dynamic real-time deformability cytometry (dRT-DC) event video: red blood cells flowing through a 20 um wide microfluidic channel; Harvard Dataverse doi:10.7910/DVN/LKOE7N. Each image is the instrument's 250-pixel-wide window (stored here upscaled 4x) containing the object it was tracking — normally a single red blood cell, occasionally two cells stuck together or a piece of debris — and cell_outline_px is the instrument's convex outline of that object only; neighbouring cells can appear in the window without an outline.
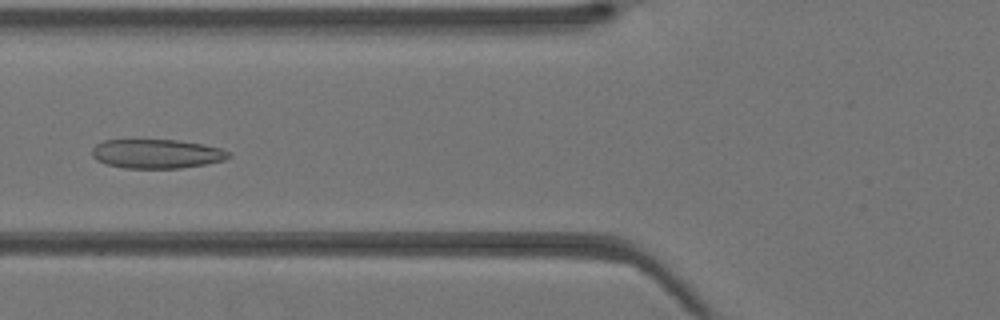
{"species": "Egyptian fruit bat (a non-hibernating species)", "species_latin": "Rousettus aegyptiacus", "temperature_condition": "warm", "stored_images_in_passage": 42, "camera_frame_rate_fps": 3000, "um_per_image_px": 0.085, "animal": {"sex": "female"}, "frame": {"image": 1, "passage_image": 17, "time_ms": 5.333, "image_size_px": [1000, 320], "cell_outline_px": [[232, 156], [224, 160], [204, 164], [180, 168], [124, 168], [108, 164], [96, 160], [92, 156], [92, 148], [96, 144], [104, 140], [176, 140], [204, 144], [220, 148], [232, 152]], "centroid_in_image_um": [13.34, 13.07], "position_along_channel_um": 112.5, "area_um2": 23.24}}
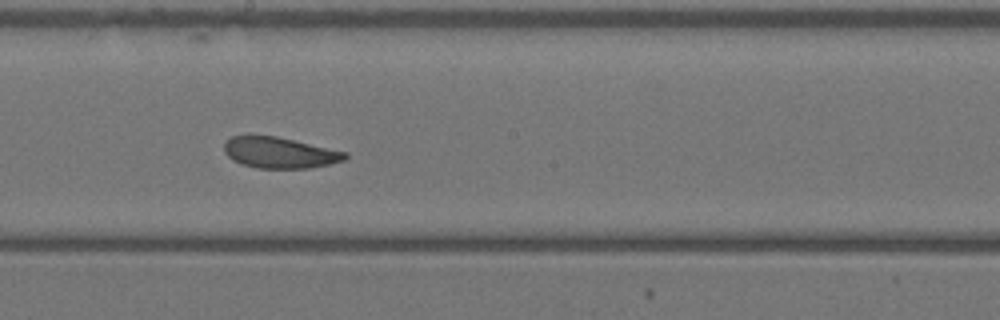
{"frame": {"image": 2, "passage_image": 24, "time_ms": 7.667, "image_size_px": [1000, 320], "cell_outline_px": [[348, 156], [344, 160], [328, 164], [308, 168], [256, 168], [232, 160], [224, 152], [224, 144], [232, 136], [248, 132], [276, 136], [348, 152]], "centroid_in_image_um": [23.71, 12.94], "position_along_channel_um": 224.5, "area_um2": 22.25}}
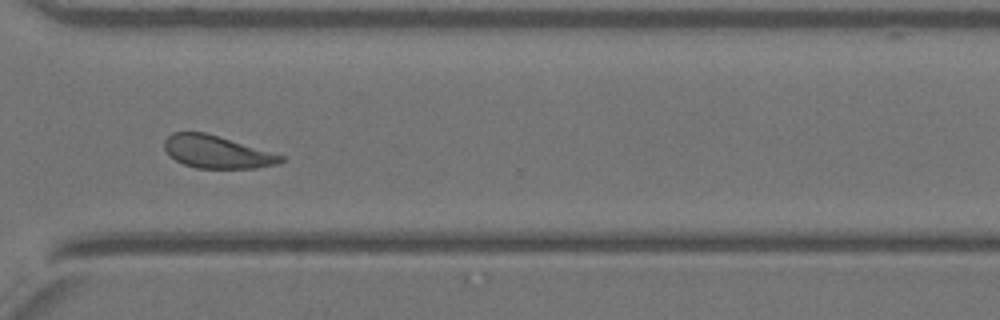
{"frame": {"image": 3, "passage_image": 32, "time_ms": 10.333, "image_size_px": [1000, 320], "cell_outline_px": [[284, 160], [276, 164], [256, 168], [196, 168], [184, 164], [168, 156], [164, 148], [164, 140], [172, 132], [204, 132], [284, 156]], "centroid_in_image_um": [18.37, 12.92], "position_along_channel_um": 352.2, "area_um2": 21.85}}